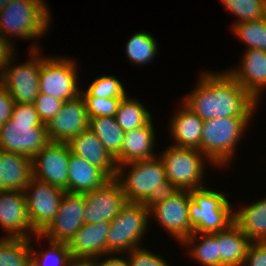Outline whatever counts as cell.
Wrapping results in <instances>:
<instances>
[{
  "label": "cell",
  "mask_w": 266,
  "mask_h": 266,
  "mask_svg": "<svg viewBox=\"0 0 266 266\" xmlns=\"http://www.w3.org/2000/svg\"><path fill=\"white\" fill-rule=\"evenodd\" d=\"M75 60L67 57H41L39 71V93H46L62 101L81 95Z\"/></svg>",
  "instance_id": "cell-9"
},
{
  "label": "cell",
  "mask_w": 266,
  "mask_h": 266,
  "mask_svg": "<svg viewBox=\"0 0 266 266\" xmlns=\"http://www.w3.org/2000/svg\"><path fill=\"white\" fill-rule=\"evenodd\" d=\"M88 112L89 119L98 116L115 117L119 103L122 98H95L91 97L86 91L81 90Z\"/></svg>",
  "instance_id": "cell-36"
},
{
  "label": "cell",
  "mask_w": 266,
  "mask_h": 266,
  "mask_svg": "<svg viewBox=\"0 0 266 266\" xmlns=\"http://www.w3.org/2000/svg\"><path fill=\"white\" fill-rule=\"evenodd\" d=\"M110 221L85 224L67 243L74 258H92L107 255V235Z\"/></svg>",
  "instance_id": "cell-19"
},
{
  "label": "cell",
  "mask_w": 266,
  "mask_h": 266,
  "mask_svg": "<svg viewBox=\"0 0 266 266\" xmlns=\"http://www.w3.org/2000/svg\"><path fill=\"white\" fill-rule=\"evenodd\" d=\"M32 239L0 238V266H31Z\"/></svg>",
  "instance_id": "cell-30"
},
{
  "label": "cell",
  "mask_w": 266,
  "mask_h": 266,
  "mask_svg": "<svg viewBox=\"0 0 266 266\" xmlns=\"http://www.w3.org/2000/svg\"><path fill=\"white\" fill-rule=\"evenodd\" d=\"M180 109L170 119V134L174 142L173 146L191 148L201 151V136L204 121L183 102Z\"/></svg>",
  "instance_id": "cell-21"
},
{
  "label": "cell",
  "mask_w": 266,
  "mask_h": 266,
  "mask_svg": "<svg viewBox=\"0 0 266 266\" xmlns=\"http://www.w3.org/2000/svg\"><path fill=\"white\" fill-rule=\"evenodd\" d=\"M71 153L101 169L110 179L117 175L116 160L109 154L98 137L86 129L68 142Z\"/></svg>",
  "instance_id": "cell-20"
},
{
  "label": "cell",
  "mask_w": 266,
  "mask_h": 266,
  "mask_svg": "<svg viewBox=\"0 0 266 266\" xmlns=\"http://www.w3.org/2000/svg\"><path fill=\"white\" fill-rule=\"evenodd\" d=\"M49 142L34 104L15 103L11 118L0 127V150L33 159Z\"/></svg>",
  "instance_id": "cell-3"
},
{
  "label": "cell",
  "mask_w": 266,
  "mask_h": 266,
  "mask_svg": "<svg viewBox=\"0 0 266 266\" xmlns=\"http://www.w3.org/2000/svg\"><path fill=\"white\" fill-rule=\"evenodd\" d=\"M124 167H128L127 172ZM115 179L120 183L128 203H142L148 210L179 190L167 180L159 156L118 165Z\"/></svg>",
  "instance_id": "cell-2"
},
{
  "label": "cell",
  "mask_w": 266,
  "mask_h": 266,
  "mask_svg": "<svg viewBox=\"0 0 266 266\" xmlns=\"http://www.w3.org/2000/svg\"><path fill=\"white\" fill-rule=\"evenodd\" d=\"M84 193L65 192L57 214L50 224L35 237L68 243L84 225Z\"/></svg>",
  "instance_id": "cell-13"
},
{
  "label": "cell",
  "mask_w": 266,
  "mask_h": 266,
  "mask_svg": "<svg viewBox=\"0 0 266 266\" xmlns=\"http://www.w3.org/2000/svg\"><path fill=\"white\" fill-rule=\"evenodd\" d=\"M32 177L31 158L0 150L1 190L24 192Z\"/></svg>",
  "instance_id": "cell-23"
},
{
  "label": "cell",
  "mask_w": 266,
  "mask_h": 266,
  "mask_svg": "<svg viewBox=\"0 0 266 266\" xmlns=\"http://www.w3.org/2000/svg\"><path fill=\"white\" fill-rule=\"evenodd\" d=\"M44 1L12 0L0 10V37L13 48L12 39L9 40L8 36L23 40L41 38L51 24L50 10Z\"/></svg>",
  "instance_id": "cell-4"
},
{
  "label": "cell",
  "mask_w": 266,
  "mask_h": 266,
  "mask_svg": "<svg viewBox=\"0 0 266 266\" xmlns=\"http://www.w3.org/2000/svg\"><path fill=\"white\" fill-rule=\"evenodd\" d=\"M68 143L49 142L32 159L33 177L68 192Z\"/></svg>",
  "instance_id": "cell-14"
},
{
  "label": "cell",
  "mask_w": 266,
  "mask_h": 266,
  "mask_svg": "<svg viewBox=\"0 0 266 266\" xmlns=\"http://www.w3.org/2000/svg\"><path fill=\"white\" fill-rule=\"evenodd\" d=\"M243 266H266V241H251Z\"/></svg>",
  "instance_id": "cell-39"
},
{
  "label": "cell",
  "mask_w": 266,
  "mask_h": 266,
  "mask_svg": "<svg viewBox=\"0 0 266 266\" xmlns=\"http://www.w3.org/2000/svg\"><path fill=\"white\" fill-rule=\"evenodd\" d=\"M201 239H197V238ZM197 241H199L197 243ZM197 243V244H196ZM181 244L190 247V256L203 266H220L218 232L192 233Z\"/></svg>",
  "instance_id": "cell-27"
},
{
  "label": "cell",
  "mask_w": 266,
  "mask_h": 266,
  "mask_svg": "<svg viewBox=\"0 0 266 266\" xmlns=\"http://www.w3.org/2000/svg\"><path fill=\"white\" fill-rule=\"evenodd\" d=\"M236 211L234 223L245 236L250 241H266V198Z\"/></svg>",
  "instance_id": "cell-26"
},
{
  "label": "cell",
  "mask_w": 266,
  "mask_h": 266,
  "mask_svg": "<svg viewBox=\"0 0 266 266\" xmlns=\"http://www.w3.org/2000/svg\"><path fill=\"white\" fill-rule=\"evenodd\" d=\"M237 69L227 72L257 101L266 89V51L248 49Z\"/></svg>",
  "instance_id": "cell-18"
},
{
  "label": "cell",
  "mask_w": 266,
  "mask_h": 266,
  "mask_svg": "<svg viewBox=\"0 0 266 266\" xmlns=\"http://www.w3.org/2000/svg\"><path fill=\"white\" fill-rule=\"evenodd\" d=\"M144 106L136 98L131 99L127 95L121 99L115 118L124 132L141 127L152 118L151 113Z\"/></svg>",
  "instance_id": "cell-29"
},
{
  "label": "cell",
  "mask_w": 266,
  "mask_h": 266,
  "mask_svg": "<svg viewBox=\"0 0 266 266\" xmlns=\"http://www.w3.org/2000/svg\"><path fill=\"white\" fill-rule=\"evenodd\" d=\"M33 44V47L30 48V61L28 60L22 65H15L13 63L15 54L13 53L8 58L0 75V79L15 103H34L39 94L41 56L39 55V47L37 44Z\"/></svg>",
  "instance_id": "cell-10"
},
{
  "label": "cell",
  "mask_w": 266,
  "mask_h": 266,
  "mask_svg": "<svg viewBox=\"0 0 266 266\" xmlns=\"http://www.w3.org/2000/svg\"><path fill=\"white\" fill-rule=\"evenodd\" d=\"M233 33L248 49L266 51V17L256 21H245L233 25Z\"/></svg>",
  "instance_id": "cell-32"
},
{
  "label": "cell",
  "mask_w": 266,
  "mask_h": 266,
  "mask_svg": "<svg viewBox=\"0 0 266 266\" xmlns=\"http://www.w3.org/2000/svg\"><path fill=\"white\" fill-rule=\"evenodd\" d=\"M63 103L64 101L56 97L39 93L33 104L41 121L46 125L61 110Z\"/></svg>",
  "instance_id": "cell-37"
},
{
  "label": "cell",
  "mask_w": 266,
  "mask_h": 266,
  "mask_svg": "<svg viewBox=\"0 0 266 266\" xmlns=\"http://www.w3.org/2000/svg\"><path fill=\"white\" fill-rule=\"evenodd\" d=\"M189 219L193 233H215L234 223L233 206L225 193L202 187L190 189Z\"/></svg>",
  "instance_id": "cell-5"
},
{
  "label": "cell",
  "mask_w": 266,
  "mask_h": 266,
  "mask_svg": "<svg viewBox=\"0 0 266 266\" xmlns=\"http://www.w3.org/2000/svg\"><path fill=\"white\" fill-rule=\"evenodd\" d=\"M110 178L98 167L70 152L68 193L83 194L102 187Z\"/></svg>",
  "instance_id": "cell-24"
},
{
  "label": "cell",
  "mask_w": 266,
  "mask_h": 266,
  "mask_svg": "<svg viewBox=\"0 0 266 266\" xmlns=\"http://www.w3.org/2000/svg\"><path fill=\"white\" fill-rule=\"evenodd\" d=\"M250 243L235 223L218 232L220 266H243Z\"/></svg>",
  "instance_id": "cell-25"
},
{
  "label": "cell",
  "mask_w": 266,
  "mask_h": 266,
  "mask_svg": "<svg viewBox=\"0 0 266 266\" xmlns=\"http://www.w3.org/2000/svg\"><path fill=\"white\" fill-rule=\"evenodd\" d=\"M250 118L225 117L204 121L201 152L207 157L206 161L223 168L229 165Z\"/></svg>",
  "instance_id": "cell-6"
},
{
  "label": "cell",
  "mask_w": 266,
  "mask_h": 266,
  "mask_svg": "<svg viewBox=\"0 0 266 266\" xmlns=\"http://www.w3.org/2000/svg\"><path fill=\"white\" fill-rule=\"evenodd\" d=\"M236 17L237 22L256 21L266 17V0H220Z\"/></svg>",
  "instance_id": "cell-34"
},
{
  "label": "cell",
  "mask_w": 266,
  "mask_h": 266,
  "mask_svg": "<svg viewBox=\"0 0 266 266\" xmlns=\"http://www.w3.org/2000/svg\"><path fill=\"white\" fill-rule=\"evenodd\" d=\"M15 101L0 79V127L11 118Z\"/></svg>",
  "instance_id": "cell-40"
},
{
  "label": "cell",
  "mask_w": 266,
  "mask_h": 266,
  "mask_svg": "<svg viewBox=\"0 0 266 266\" xmlns=\"http://www.w3.org/2000/svg\"><path fill=\"white\" fill-rule=\"evenodd\" d=\"M149 210L142 203H127L110 223L107 255L127 253L141 247L147 233ZM140 245V246H139Z\"/></svg>",
  "instance_id": "cell-7"
},
{
  "label": "cell",
  "mask_w": 266,
  "mask_h": 266,
  "mask_svg": "<svg viewBox=\"0 0 266 266\" xmlns=\"http://www.w3.org/2000/svg\"><path fill=\"white\" fill-rule=\"evenodd\" d=\"M189 190L179 189L167 200L152 206L149 216H153L179 244L193 233L189 219Z\"/></svg>",
  "instance_id": "cell-12"
},
{
  "label": "cell",
  "mask_w": 266,
  "mask_h": 266,
  "mask_svg": "<svg viewBox=\"0 0 266 266\" xmlns=\"http://www.w3.org/2000/svg\"><path fill=\"white\" fill-rule=\"evenodd\" d=\"M0 225L7 231L5 238L31 239L37 234L31 227L25 192L0 191Z\"/></svg>",
  "instance_id": "cell-17"
},
{
  "label": "cell",
  "mask_w": 266,
  "mask_h": 266,
  "mask_svg": "<svg viewBox=\"0 0 266 266\" xmlns=\"http://www.w3.org/2000/svg\"><path fill=\"white\" fill-rule=\"evenodd\" d=\"M129 266H170L160 255L150 252L146 248L138 247L126 253Z\"/></svg>",
  "instance_id": "cell-38"
},
{
  "label": "cell",
  "mask_w": 266,
  "mask_h": 266,
  "mask_svg": "<svg viewBox=\"0 0 266 266\" xmlns=\"http://www.w3.org/2000/svg\"><path fill=\"white\" fill-rule=\"evenodd\" d=\"M84 223L112 221L128 203L120 183L108 180L102 187L84 193Z\"/></svg>",
  "instance_id": "cell-15"
},
{
  "label": "cell",
  "mask_w": 266,
  "mask_h": 266,
  "mask_svg": "<svg viewBox=\"0 0 266 266\" xmlns=\"http://www.w3.org/2000/svg\"><path fill=\"white\" fill-rule=\"evenodd\" d=\"M14 48L7 43L2 37H0V75L3 72V68L7 63L8 58L13 54Z\"/></svg>",
  "instance_id": "cell-41"
},
{
  "label": "cell",
  "mask_w": 266,
  "mask_h": 266,
  "mask_svg": "<svg viewBox=\"0 0 266 266\" xmlns=\"http://www.w3.org/2000/svg\"><path fill=\"white\" fill-rule=\"evenodd\" d=\"M152 119L141 127L125 132L121 152L116 159L117 166L157 157L153 152L156 139Z\"/></svg>",
  "instance_id": "cell-22"
},
{
  "label": "cell",
  "mask_w": 266,
  "mask_h": 266,
  "mask_svg": "<svg viewBox=\"0 0 266 266\" xmlns=\"http://www.w3.org/2000/svg\"><path fill=\"white\" fill-rule=\"evenodd\" d=\"M86 92L95 98H124L128 95L122 83L113 75L97 77L88 86Z\"/></svg>",
  "instance_id": "cell-35"
},
{
  "label": "cell",
  "mask_w": 266,
  "mask_h": 266,
  "mask_svg": "<svg viewBox=\"0 0 266 266\" xmlns=\"http://www.w3.org/2000/svg\"><path fill=\"white\" fill-rule=\"evenodd\" d=\"M116 254H114V257H105L104 260L100 261L98 259L100 258H95V265L96 266H129V262H128V258H121L120 256L117 257L115 256Z\"/></svg>",
  "instance_id": "cell-42"
},
{
  "label": "cell",
  "mask_w": 266,
  "mask_h": 266,
  "mask_svg": "<svg viewBox=\"0 0 266 266\" xmlns=\"http://www.w3.org/2000/svg\"><path fill=\"white\" fill-rule=\"evenodd\" d=\"M47 251L34 253L31 246V266H66L72 258L68 244L65 242L47 240Z\"/></svg>",
  "instance_id": "cell-33"
},
{
  "label": "cell",
  "mask_w": 266,
  "mask_h": 266,
  "mask_svg": "<svg viewBox=\"0 0 266 266\" xmlns=\"http://www.w3.org/2000/svg\"><path fill=\"white\" fill-rule=\"evenodd\" d=\"M66 266H96L95 260L92 258H74L72 257Z\"/></svg>",
  "instance_id": "cell-43"
},
{
  "label": "cell",
  "mask_w": 266,
  "mask_h": 266,
  "mask_svg": "<svg viewBox=\"0 0 266 266\" xmlns=\"http://www.w3.org/2000/svg\"><path fill=\"white\" fill-rule=\"evenodd\" d=\"M155 38L148 32H137L132 35L126 44V54L130 62L143 66L153 61L158 51Z\"/></svg>",
  "instance_id": "cell-31"
},
{
  "label": "cell",
  "mask_w": 266,
  "mask_h": 266,
  "mask_svg": "<svg viewBox=\"0 0 266 266\" xmlns=\"http://www.w3.org/2000/svg\"><path fill=\"white\" fill-rule=\"evenodd\" d=\"M90 119L83 97L64 101L61 110L46 124L50 142L68 143L89 129Z\"/></svg>",
  "instance_id": "cell-16"
},
{
  "label": "cell",
  "mask_w": 266,
  "mask_h": 266,
  "mask_svg": "<svg viewBox=\"0 0 266 266\" xmlns=\"http://www.w3.org/2000/svg\"><path fill=\"white\" fill-rule=\"evenodd\" d=\"M24 192L31 227L40 234L57 214L66 191L32 177Z\"/></svg>",
  "instance_id": "cell-11"
},
{
  "label": "cell",
  "mask_w": 266,
  "mask_h": 266,
  "mask_svg": "<svg viewBox=\"0 0 266 266\" xmlns=\"http://www.w3.org/2000/svg\"><path fill=\"white\" fill-rule=\"evenodd\" d=\"M197 86L182 102L203 121L252 117L258 102L226 71L202 72Z\"/></svg>",
  "instance_id": "cell-1"
},
{
  "label": "cell",
  "mask_w": 266,
  "mask_h": 266,
  "mask_svg": "<svg viewBox=\"0 0 266 266\" xmlns=\"http://www.w3.org/2000/svg\"><path fill=\"white\" fill-rule=\"evenodd\" d=\"M89 129L98 137L109 154L116 160L121 152L125 132L115 117L90 118Z\"/></svg>",
  "instance_id": "cell-28"
},
{
  "label": "cell",
  "mask_w": 266,
  "mask_h": 266,
  "mask_svg": "<svg viewBox=\"0 0 266 266\" xmlns=\"http://www.w3.org/2000/svg\"><path fill=\"white\" fill-rule=\"evenodd\" d=\"M12 0H0V10H2L6 5H8Z\"/></svg>",
  "instance_id": "cell-44"
},
{
  "label": "cell",
  "mask_w": 266,
  "mask_h": 266,
  "mask_svg": "<svg viewBox=\"0 0 266 266\" xmlns=\"http://www.w3.org/2000/svg\"><path fill=\"white\" fill-rule=\"evenodd\" d=\"M159 158L164 164L167 180L178 189L190 190L205 187L202 184V178L206 166L204 161L207 157L201 151L171 145Z\"/></svg>",
  "instance_id": "cell-8"
}]
</instances>
